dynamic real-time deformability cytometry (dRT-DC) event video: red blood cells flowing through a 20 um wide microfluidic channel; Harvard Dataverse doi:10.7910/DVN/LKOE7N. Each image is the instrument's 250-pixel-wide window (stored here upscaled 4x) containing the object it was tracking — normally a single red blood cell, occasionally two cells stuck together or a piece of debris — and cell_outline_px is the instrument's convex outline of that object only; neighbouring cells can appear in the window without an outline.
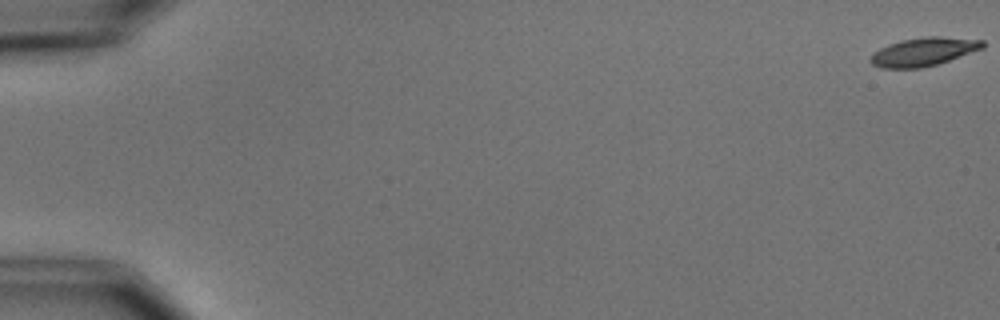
{"species": "common noctule bat (a hibernating species)", "species_latin": "Nyctalus noctula", "temperature_condition": "cold", "stored_images_in_passage": 5, "camera_frame_rate_fps": 3000, "um_per_image_px": 0.085, "animal": {"sex": "male", "body_mass_g": 15.6}, "frame": {"image": 1, "passage_image": 1, "time_ms": 0.0, "image_size_px": [1000, 320], "cell_outline_px": [[984, 48], [936, 64], [920, 68], [880, 68], [872, 64], [868, 60], [872, 52], [888, 44], [900, 40], [928, 36], [940, 36], [984, 40]], "centroid_in_image_um": [78.46, 4.39], "position_along_channel_um": 6.5, "area_um2": 18.61}}